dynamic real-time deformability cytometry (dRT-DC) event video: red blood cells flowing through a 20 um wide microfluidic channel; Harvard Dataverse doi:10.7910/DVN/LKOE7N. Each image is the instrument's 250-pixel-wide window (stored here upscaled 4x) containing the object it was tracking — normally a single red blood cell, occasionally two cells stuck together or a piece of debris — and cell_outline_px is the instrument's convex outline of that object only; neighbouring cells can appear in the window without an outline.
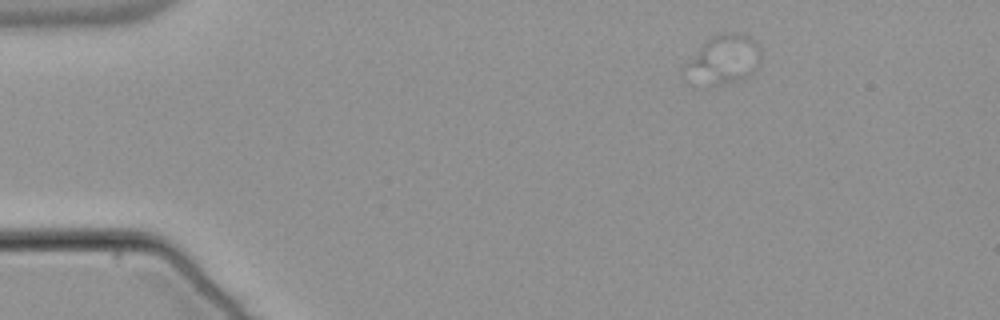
{"species": "common noctule bat (a hibernating species)", "species_latin": "Nyctalus noctula", "temperature_condition": "warm", "stored_images_in_passage": 8, "camera_frame_rate_fps": 3000, "um_per_image_px": 0.085, "animal": {"sex": "male", "body_mass_g": 21.5, "forearm_length_mm": 52.0}, "frame": {"image": 1, "passage_image": 1, "time_ms": 0.0, "image_size_px": [1000, 320], "cell_outline_px": [[756, 68], [752, 76], [724, 84], [716, 84], [680, 72], [704, 40], [712, 36], [724, 32], [736, 32], [748, 36], [756, 44]], "centroid_in_image_um": [61.49, 5.0], "position_along_channel_um": 23.5, "area_um2": 20.52}}